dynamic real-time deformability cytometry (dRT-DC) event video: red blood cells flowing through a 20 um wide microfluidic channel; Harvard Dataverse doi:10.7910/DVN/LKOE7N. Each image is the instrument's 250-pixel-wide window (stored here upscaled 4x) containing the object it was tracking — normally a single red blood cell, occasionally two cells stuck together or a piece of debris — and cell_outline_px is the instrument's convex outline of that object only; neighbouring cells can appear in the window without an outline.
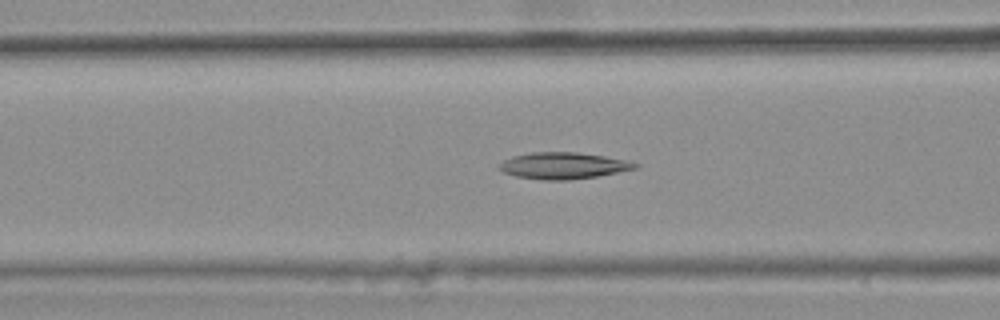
{"species": "common noctule bat (a hibernating species)", "species_latin": "Nyctalus noctula", "temperature_condition": "warm", "stored_images_in_passage": 30, "camera_frame_rate_fps": 3000, "um_per_image_px": 0.085, "animal": {"sex": "female", "body_mass_g": 25.1}, "frame": {"image": 1, "passage_image": 5, "time_ms": 1.333, "image_size_px": [1000, 320], "cell_outline_px": [[640, 168], [596, 176], [568, 180], [540, 180], [516, 176], [504, 172], [500, 168], [500, 164], [504, 160], [512, 156], [532, 152], [576, 152], [604, 156], [628, 160], [640, 164]], "centroid_in_image_um": [47.92, 14.08], "position_along_channel_um": 118.7, "area_um2": 20.98}}
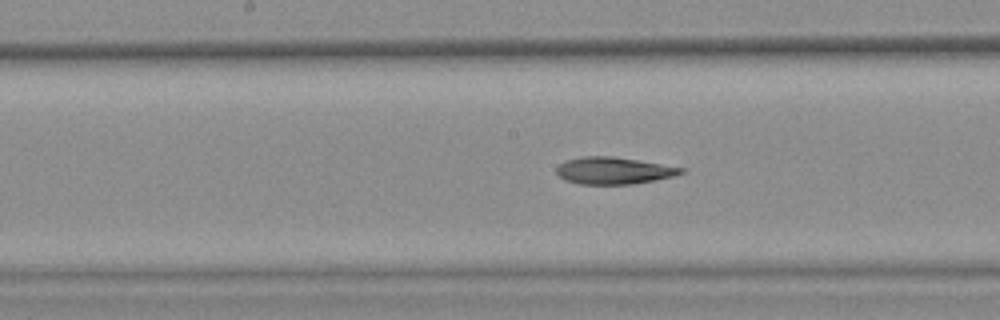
{"frame": {"image": 2, "passage_image": 11, "time_ms": 3.333, "image_size_px": [1000, 320], "cell_outline_px": [[684, 172], [672, 176], [656, 180], [632, 184], [580, 184], [564, 180], [556, 172], [556, 168], [560, 164], [568, 160], [584, 156], [612, 156], [684, 168]], "centroid_in_image_um": [52.14, 14.51], "position_along_channel_um": 196.1, "area_um2": 19.31}}
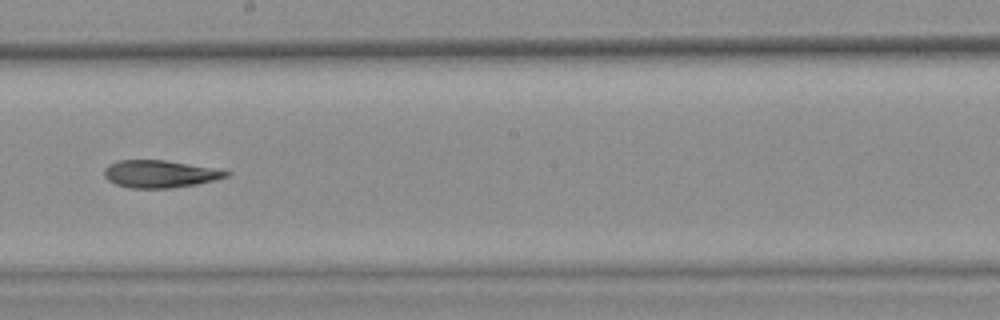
{"frame": {"image": 3, "passage_image": 14, "time_ms": 4.333, "image_size_px": [1000, 320], "cell_outline_px": [[232, 172], [228, 176], [196, 184], [172, 188], [128, 188], [116, 184], [108, 180], [104, 176], [104, 168], [108, 164], [116, 160], [164, 160]], "centroid_in_image_um": [13.5, 14.79], "position_along_channel_um": 234.7, "area_um2": 19.25}, "authors_computed_cell_mechanics": {"area_um2": 19.5364, "velocity_mm_per_s": 3.8758, "shape_relaxation_time_tau1_ms": null, "shape_relaxation_time_tau2_ms": 10.3177, "deformation_change_tau1": null, "deformation_change_tau2": 0.2274}}